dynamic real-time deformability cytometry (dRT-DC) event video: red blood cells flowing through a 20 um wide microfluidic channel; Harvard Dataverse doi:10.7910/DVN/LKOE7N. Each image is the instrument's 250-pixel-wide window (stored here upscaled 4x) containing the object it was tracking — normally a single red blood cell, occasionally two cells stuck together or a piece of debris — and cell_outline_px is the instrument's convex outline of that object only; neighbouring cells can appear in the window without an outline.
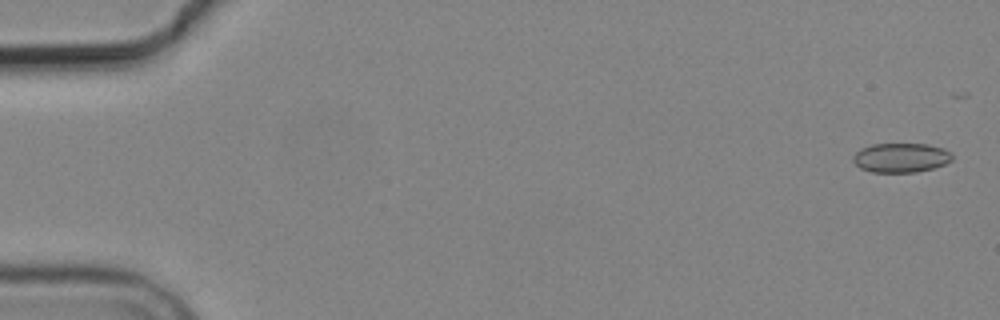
{"species": "common noctule bat (a hibernating species)", "species_latin": "Nyctalus noctula", "temperature_condition": "cold", "stored_images_in_passage": 5, "camera_frame_rate_fps": 3000, "um_per_image_px": 0.085, "animal": {"sex": "male", "body_mass_g": 19.2, "forearm_length_mm": 51.8}, "frame": {"image": 1, "passage_image": 1, "time_ms": 0.0, "image_size_px": [1000, 320], "cell_outline_px": [[952, 160], [944, 164], [932, 168], [916, 172], [872, 172], [860, 168], [852, 160], [852, 156], [860, 148], [872, 144], [928, 144], [944, 148], [952, 152]], "centroid_in_image_um": [76.57, 13.39], "position_along_channel_um": 8.4, "area_um2": 17.05}}
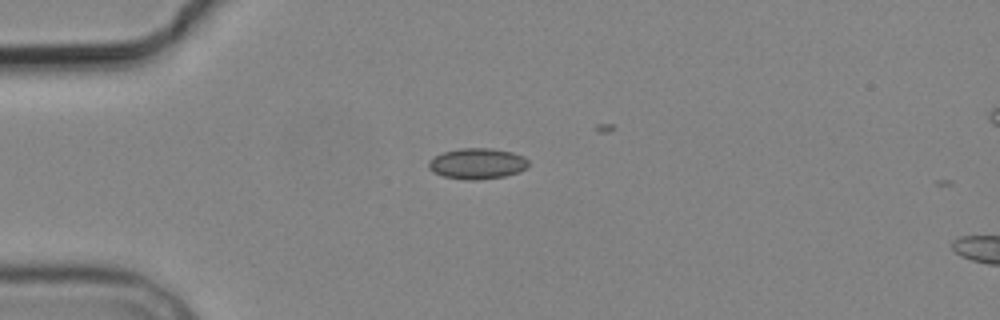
{"frame": {"image": 2, "passage_image": 4, "time_ms": 4.333, "image_size_px": [1000, 320], "cell_outline_px": [[528, 168], [520, 172], [504, 176], [476, 180], [464, 180], [444, 176], [432, 172], [428, 168], [428, 160], [444, 152], [460, 148], [492, 148], [512, 152], [524, 156], [528, 160]], "centroid_in_image_um": [40.58, 13.91], "position_along_channel_um": 44.4, "area_um2": 18.09}}